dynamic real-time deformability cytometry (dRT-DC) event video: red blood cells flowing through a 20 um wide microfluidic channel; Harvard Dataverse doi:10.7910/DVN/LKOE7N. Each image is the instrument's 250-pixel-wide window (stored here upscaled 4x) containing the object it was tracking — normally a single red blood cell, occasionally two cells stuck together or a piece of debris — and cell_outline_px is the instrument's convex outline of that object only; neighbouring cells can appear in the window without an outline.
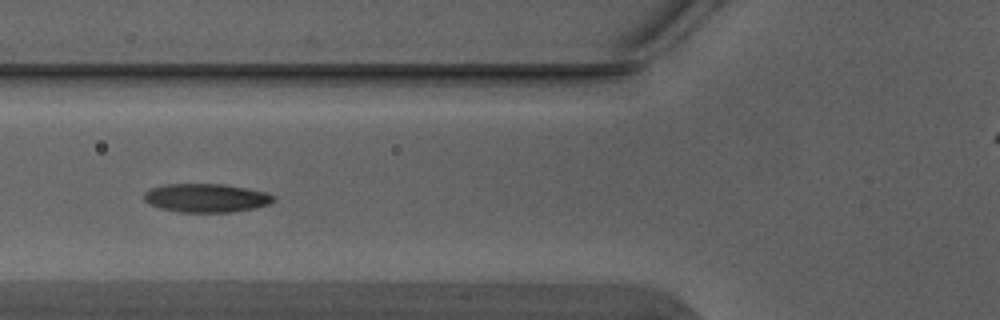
{"species": "Egyptian fruit bat (a non-hibernating species)", "species_latin": "Rousettus aegyptiacus", "temperature_condition": "warm", "stored_images_in_passage": 5, "camera_frame_rate_fps": 3000, "um_per_image_px": 0.085, "animal": {"sex": "male"}, "frame": {"image": 1, "passage_image": 5, "time_ms": 1.333, "image_size_px": [1000, 320], "cell_outline_px": [[276, 200], [268, 204], [252, 208], [232, 212], [176, 212], [160, 208], [148, 204], [144, 200], [144, 192], [148, 188], [164, 184], [220, 184], [268, 192], [276, 196]], "centroid_in_image_um": [17.49, 16.82], "position_along_channel_um": 108.3, "area_um2": 21.73}}